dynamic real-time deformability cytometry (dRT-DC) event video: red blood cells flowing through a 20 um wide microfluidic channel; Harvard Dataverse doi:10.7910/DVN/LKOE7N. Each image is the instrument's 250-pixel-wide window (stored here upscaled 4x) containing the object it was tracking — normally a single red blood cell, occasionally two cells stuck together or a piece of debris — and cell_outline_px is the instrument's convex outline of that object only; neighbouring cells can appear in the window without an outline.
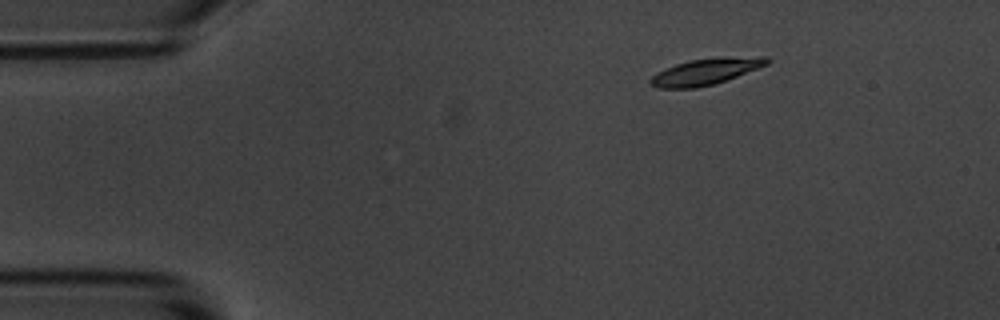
{"species": "common noctule bat (a hibernating species)", "species_latin": "Nyctalus noctula", "temperature_condition": "room temperature", "stored_images_in_passage": 3, "camera_frame_rate_fps": 3000, "um_per_image_px": 0.085, "animal": {"sex": "male", "body_mass_g": 20.1, "forearm_length_mm": 53.5}, "frame": {"image": 1, "passage_image": 1, "time_ms": 0.0, "image_size_px": [1000, 320], "cell_outline_px": [[772, 60], [768, 64], [736, 76], [712, 84], [696, 88], [660, 88], [648, 84], [648, 80], [656, 72], [664, 68], [688, 60], [720, 56], [768, 56]], "centroid_in_image_um": [59.98, 6.05], "position_along_channel_um": 25.0, "area_um2": 18.09}}